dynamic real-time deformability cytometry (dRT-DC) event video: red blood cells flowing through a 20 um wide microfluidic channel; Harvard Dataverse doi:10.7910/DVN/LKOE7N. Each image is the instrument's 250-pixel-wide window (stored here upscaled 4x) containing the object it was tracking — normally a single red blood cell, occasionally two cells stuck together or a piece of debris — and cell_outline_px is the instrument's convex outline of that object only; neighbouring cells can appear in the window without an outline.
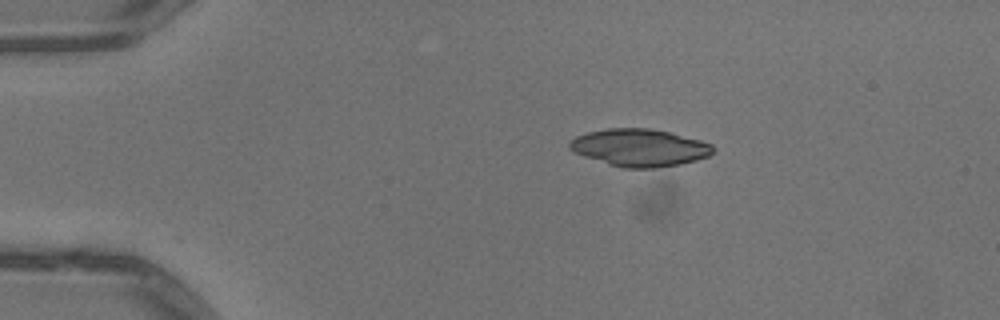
{"species": "common noctule bat (a hibernating species)", "species_latin": "Nyctalus noctula", "temperature_condition": "warm", "stored_images_in_passage": 34, "camera_frame_rate_fps": 3000, "um_per_image_px": 0.085, "animal": {"sex": "male", "body_mass_g": 13.3}, "frame": {"image": 1, "passage_image": 1, "time_ms": 0.0, "image_size_px": [1000, 320], "cell_outline_px": [[716, 148], [708, 156], [696, 160], [680, 164], [656, 168], [624, 168], [608, 164], [584, 156], [568, 148], [568, 144], [576, 136], [588, 132], [608, 128], [648, 128], [668, 132], [700, 140], [712, 144]], "centroid_in_image_um": [54.37, 12.55], "position_along_channel_um": 30.6, "area_um2": 31.1}}